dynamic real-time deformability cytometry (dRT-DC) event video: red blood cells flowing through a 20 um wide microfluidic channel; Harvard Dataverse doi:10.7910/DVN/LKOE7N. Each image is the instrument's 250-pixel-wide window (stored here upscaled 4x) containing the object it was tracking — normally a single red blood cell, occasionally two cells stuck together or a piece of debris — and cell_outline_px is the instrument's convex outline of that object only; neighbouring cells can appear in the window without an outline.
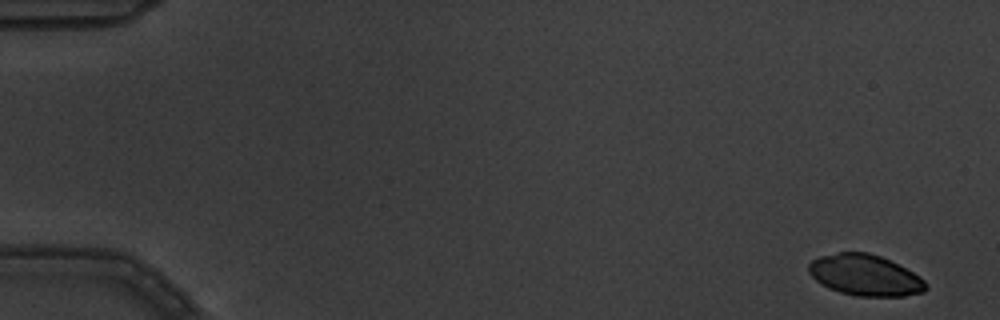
{"species": "common noctule bat (a hibernating species)", "species_latin": "Nyctalus noctula", "temperature_condition": "warm", "stored_images_in_passage": 5, "camera_frame_rate_fps": 3000, "um_per_image_px": 0.085, "animal": {"sex": "male", "body_mass_g": 19.5, "forearm_length_mm": 54.6}, "frame": {"image": 1, "passage_image": 1, "time_ms": 0.0, "image_size_px": [1000, 320], "cell_outline_px": [[928, 288], [924, 292], [904, 296], [856, 296], [840, 292], [828, 288], [820, 284], [808, 272], [808, 264], [812, 260], [820, 256], [840, 252], [868, 252], [880, 256], [920, 276], [924, 280]], "centroid_in_image_um": [73.51, 23.4], "position_along_channel_um": 11.5, "area_um2": 27.98}}